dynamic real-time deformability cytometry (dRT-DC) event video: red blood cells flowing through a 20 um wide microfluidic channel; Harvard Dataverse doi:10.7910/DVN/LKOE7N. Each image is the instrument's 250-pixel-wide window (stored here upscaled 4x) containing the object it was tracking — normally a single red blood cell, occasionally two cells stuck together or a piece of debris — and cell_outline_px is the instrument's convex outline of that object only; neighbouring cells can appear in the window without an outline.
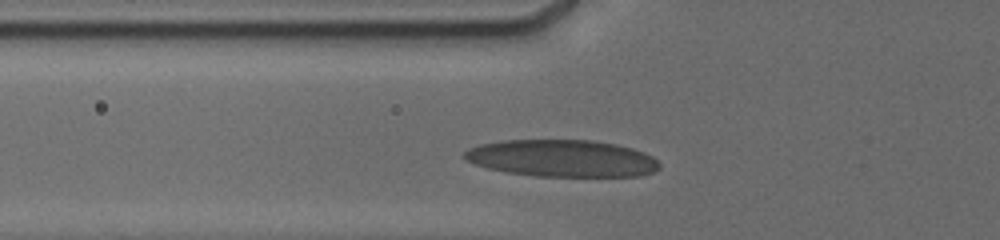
{"species": "human", "species_latin": "Homo sapiens", "temperature_condition": "cold", "stored_images_in_passage": 37, "camera_frame_rate_fps": 3000, "um_per_image_px": 0.085, "donor": {"sex": "male"}, "frame": {"image": 1, "passage_image": 2, "time_ms": 0.333, "image_size_px": [1000, 240], "cell_outline_px": [[660, 168], [656, 172], [640, 176], [536, 176], [504, 172], [488, 168], [464, 160], [460, 156], [468, 148], [480, 144], [500, 140], [592, 140], [616, 144], [632, 148], [644, 152], [652, 156], [660, 164]], "centroid_in_image_um": [47.75, 13.45], "position_along_channel_um": 78.0, "area_um2": 42.48}}
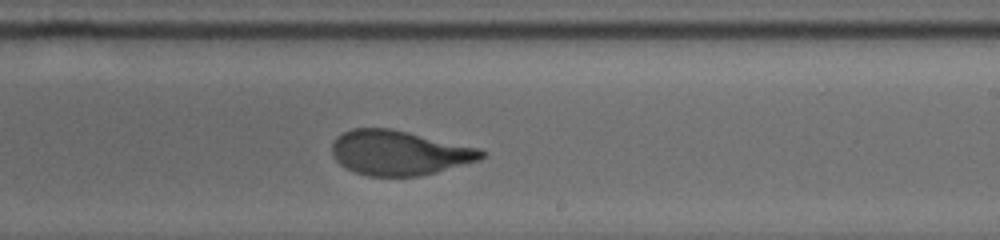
{"frame": {"image": 2, "passage_image": 21, "time_ms": 5.0, "image_size_px": [1000, 240], "cell_outline_px": [[484, 156], [480, 160], [436, 172], [420, 176], [368, 176], [352, 172], [340, 164], [336, 160], [332, 152], [332, 144], [336, 136], [352, 128], [392, 128], [480, 148], [484, 152]], "centroid_in_image_um": [33.91, 12.98], "position_along_channel_um": 255.1, "area_um2": 39.07}}
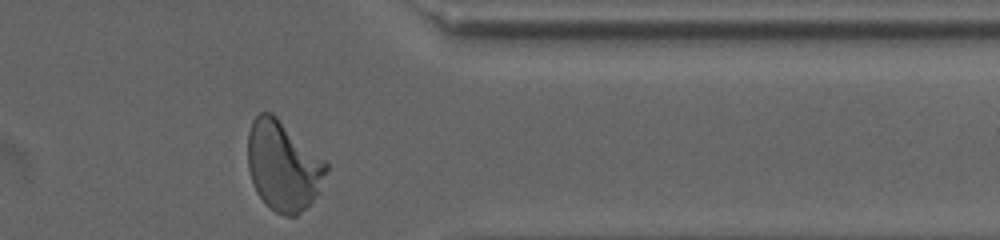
{"frame": {"image": 3, "passage_image": 37, "time_ms": 8.667, "image_size_px": [1000, 240], "cell_outline_px": [[328, 168], [320, 192], [296, 216], [284, 216], [276, 212], [264, 204], [256, 192], [252, 184], [248, 168], [248, 132], [252, 120], [260, 112], [272, 112], [324, 160], [328, 164]], "centroid_in_image_um": [24.04, 14.11], "position_along_channel_um": 387.4, "area_um2": 41.04}, "authors_computed_cell_mechanics": {"area_um2": 39.4196, "velocity_mm_per_s": 3.7894, "shape_relaxation_time_tau1_ms": 4.9907, "shape_relaxation_time_tau2_ms": 0.7488, "deformation_change_tau1": 0.2084, "deformation_change_tau2": 0.068}}